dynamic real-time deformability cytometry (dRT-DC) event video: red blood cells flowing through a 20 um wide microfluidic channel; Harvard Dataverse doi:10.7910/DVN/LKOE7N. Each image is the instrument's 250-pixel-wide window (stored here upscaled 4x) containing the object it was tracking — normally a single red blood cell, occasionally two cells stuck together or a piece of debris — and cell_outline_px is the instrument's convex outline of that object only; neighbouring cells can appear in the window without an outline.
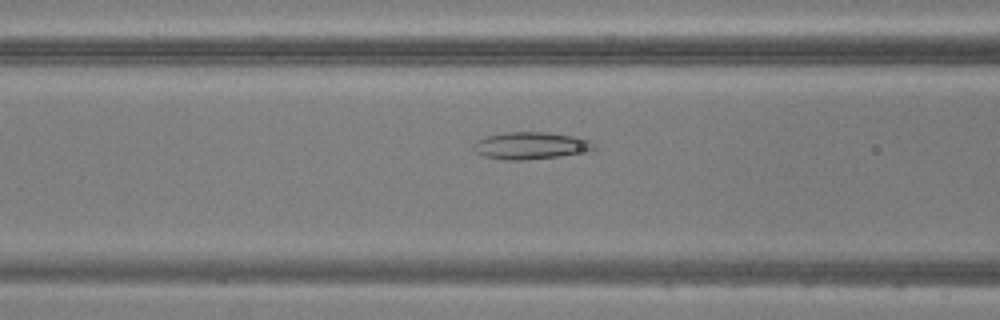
{"species": "common noctule bat (a hibernating species)", "species_latin": "Nyctalus noctula", "temperature_condition": "warm", "stored_images_in_passage": 47, "camera_frame_rate_fps": 3000, "um_per_image_px": 0.085, "animal": {"sex": "male", "body_mass_g": 20.5, "forearm_length_mm": 52.5}, "frame": {"image": 1, "passage_image": 17, "time_ms": 5.333, "image_size_px": [1000, 320], "cell_outline_px": [[596, 148], [588, 152], [560, 156], [524, 160], [504, 160], [484, 156], [476, 152], [472, 148], [472, 144], [476, 140], [488, 136], [504, 132], [548, 132], [572, 136], [592, 140], [596, 144]], "centroid_in_image_um": [45.13, 12.38], "position_along_channel_um": 121.5, "area_um2": 19.31}}
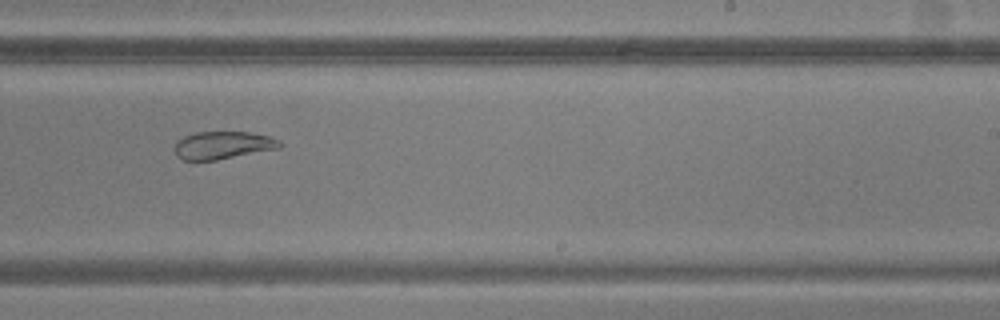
{"frame": {"image": 2, "passage_image": 28, "time_ms": 9.0, "image_size_px": [1000, 320], "cell_outline_px": [[284, 144], [280, 148], [216, 160], [184, 160], [176, 156], [176, 140], [184, 136], [196, 132], [248, 132], [268, 136], [280, 140]], "centroid_in_image_um": [18.96, 12.34], "position_along_channel_um": 270.0, "area_um2": 16.94}}
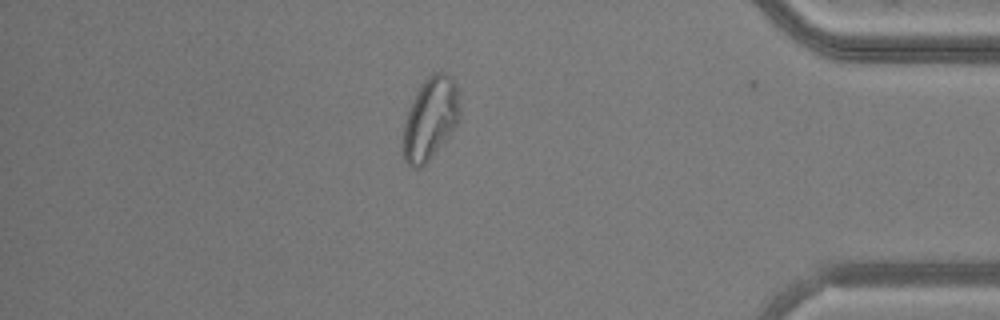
{"frame": {"image": 3, "passage_image": 40, "time_ms": 13.0, "image_size_px": [1000, 320], "cell_outline_px": [[460, 120], [448, 136], [432, 156], [420, 168], [412, 168], [404, 160], [400, 148], [404, 124], [408, 112], [416, 92], [420, 84], [432, 72], [444, 72], [452, 76], [456, 84], [460, 104]], "centroid_in_image_um": [36.56, 10.08], "position_along_channel_um": 398.6, "area_um2": 27.57}}